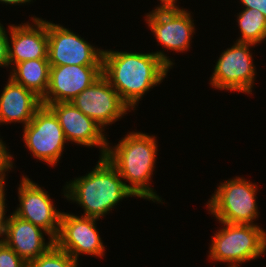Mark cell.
<instances>
[{"label":"cell","mask_w":266,"mask_h":267,"mask_svg":"<svg viewBox=\"0 0 266 267\" xmlns=\"http://www.w3.org/2000/svg\"><path fill=\"white\" fill-rule=\"evenodd\" d=\"M169 69L154 52L103 49L102 75L133 111L150 89L163 82Z\"/></svg>","instance_id":"1"},{"label":"cell","mask_w":266,"mask_h":267,"mask_svg":"<svg viewBox=\"0 0 266 267\" xmlns=\"http://www.w3.org/2000/svg\"><path fill=\"white\" fill-rule=\"evenodd\" d=\"M123 136L125 137L115 146L108 143L105 157L137 198L165 203L150 184L158 154L157 137L139 131H132Z\"/></svg>","instance_id":"2"},{"label":"cell","mask_w":266,"mask_h":267,"mask_svg":"<svg viewBox=\"0 0 266 267\" xmlns=\"http://www.w3.org/2000/svg\"><path fill=\"white\" fill-rule=\"evenodd\" d=\"M84 176L75 177L63 187V196L82 207V216L99 219L106 216L120 201L136 197L125 185L116 168L105 156Z\"/></svg>","instance_id":"3"},{"label":"cell","mask_w":266,"mask_h":267,"mask_svg":"<svg viewBox=\"0 0 266 267\" xmlns=\"http://www.w3.org/2000/svg\"><path fill=\"white\" fill-rule=\"evenodd\" d=\"M223 227L211 237L208 259L240 267L266 253V231L255 224H230L218 221Z\"/></svg>","instance_id":"4"},{"label":"cell","mask_w":266,"mask_h":267,"mask_svg":"<svg viewBox=\"0 0 266 267\" xmlns=\"http://www.w3.org/2000/svg\"><path fill=\"white\" fill-rule=\"evenodd\" d=\"M206 208L217 221L230 224H251L259 217L257 183L235 176L220 182Z\"/></svg>","instance_id":"5"},{"label":"cell","mask_w":266,"mask_h":267,"mask_svg":"<svg viewBox=\"0 0 266 267\" xmlns=\"http://www.w3.org/2000/svg\"><path fill=\"white\" fill-rule=\"evenodd\" d=\"M182 7H168L155 9L145 14V21L157 44L162 45L163 50L154 52L170 68L173 67V58H169L164 50L175 51L176 53L187 52L191 47L192 37L196 28L192 14Z\"/></svg>","instance_id":"6"},{"label":"cell","mask_w":266,"mask_h":267,"mask_svg":"<svg viewBox=\"0 0 266 267\" xmlns=\"http://www.w3.org/2000/svg\"><path fill=\"white\" fill-rule=\"evenodd\" d=\"M251 43L234 44L225 49L217 59L210 85L217 90L234 91L244 94H253L256 67L254 66Z\"/></svg>","instance_id":"7"},{"label":"cell","mask_w":266,"mask_h":267,"mask_svg":"<svg viewBox=\"0 0 266 267\" xmlns=\"http://www.w3.org/2000/svg\"><path fill=\"white\" fill-rule=\"evenodd\" d=\"M25 146L32 156L47 165H58L67 139L54 112L42 105L23 128Z\"/></svg>","instance_id":"8"},{"label":"cell","mask_w":266,"mask_h":267,"mask_svg":"<svg viewBox=\"0 0 266 267\" xmlns=\"http://www.w3.org/2000/svg\"><path fill=\"white\" fill-rule=\"evenodd\" d=\"M50 66H102L103 49L93 46L73 30L47 21Z\"/></svg>","instance_id":"9"},{"label":"cell","mask_w":266,"mask_h":267,"mask_svg":"<svg viewBox=\"0 0 266 267\" xmlns=\"http://www.w3.org/2000/svg\"><path fill=\"white\" fill-rule=\"evenodd\" d=\"M99 219L62 212L55 245L79 261V255L104 257L105 247L97 229Z\"/></svg>","instance_id":"10"},{"label":"cell","mask_w":266,"mask_h":267,"mask_svg":"<svg viewBox=\"0 0 266 267\" xmlns=\"http://www.w3.org/2000/svg\"><path fill=\"white\" fill-rule=\"evenodd\" d=\"M18 189V204L13 213L45 230L55 240L60 229L62 211L54 205L48 191L22 174Z\"/></svg>","instance_id":"11"},{"label":"cell","mask_w":266,"mask_h":267,"mask_svg":"<svg viewBox=\"0 0 266 267\" xmlns=\"http://www.w3.org/2000/svg\"><path fill=\"white\" fill-rule=\"evenodd\" d=\"M71 103L104 130L108 125L124 118L127 112H131L103 75L78 94Z\"/></svg>","instance_id":"12"},{"label":"cell","mask_w":266,"mask_h":267,"mask_svg":"<svg viewBox=\"0 0 266 267\" xmlns=\"http://www.w3.org/2000/svg\"><path fill=\"white\" fill-rule=\"evenodd\" d=\"M58 118L68 142L84 147H98L100 156L106 154L108 139L105 131L93 119L86 116L71 102H57L47 105Z\"/></svg>","instance_id":"13"},{"label":"cell","mask_w":266,"mask_h":267,"mask_svg":"<svg viewBox=\"0 0 266 267\" xmlns=\"http://www.w3.org/2000/svg\"><path fill=\"white\" fill-rule=\"evenodd\" d=\"M102 76V66H50L49 85L42 105L71 102Z\"/></svg>","instance_id":"14"},{"label":"cell","mask_w":266,"mask_h":267,"mask_svg":"<svg viewBox=\"0 0 266 267\" xmlns=\"http://www.w3.org/2000/svg\"><path fill=\"white\" fill-rule=\"evenodd\" d=\"M31 23L11 24L8 27L9 68L35 59H48L47 21L30 17Z\"/></svg>","instance_id":"15"},{"label":"cell","mask_w":266,"mask_h":267,"mask_svg":"<svg viewBox=\"0 0 266 267\" xmlns=\"http://www.w3.org/2000/svg\"><path fill=\"white\" fill-rule=\"evenodd\" d=\"M44 234L48 236V241ZM0 239L27 263L45 254L55 244L45 230L13 212L9 215Z\"/></svg>","instance_id":"16"},{"label":"cell","mask_w":266,"mask_h":267,"mask_svg":"<svg viewBox=\"0 0 266 267\" xmlns=\"http://www.w3.org/2000/svg\"><path fill=\"white\" fill-rule=\"evenodd\" d=\"M0 94V125L22 123L25 127L42 106V100L10 77Z\"/></svg>","instance_id":"17"},{"label":"cell","mask_w":266,"mask_h":267,"mask_svg":"<svg viewBox=\"0 0 266 267\" xmlns=\"http://www.w3.org/2000/svg\"><path fill=\"white\" fill-rule=\"evenodd\" d=\"M9 77L17 84L35 93L41 99L45 96L50 75L48 59L27 60L15 64Z\"/></svg>","instance_id":"18"},{"label":"cell","mask_w":266,"mask_h":267,"mask_svg":"<svg viewBox=\"0 0 266 267\" xmlns=\"http://www.w3.org/2000/svg\"><path fill=\"white\" fill-rule=\"evenodd\" d=\"M238 29L241 36L239 43L258 45L266 40V17L256 9L243 8L237 13Z\"/></svg>","instance_id":"19"},{"label":"cell","mask_w":266,"mask_h":267,"mask_svg":"<svg viewBox=\"0 0 266 267\" xmlns=\"http://www.w3.org/2000/svg\"><path fill=\"white\" fill-rule=\"evenodd\" d=\"M79 263L55 244L43 255L28 262L27 267H78Z\"/></svg>","instance_id":"20"},{"label":"cell","mask_w":266,"mask_h":267,"mask_svg":"<svg viewBox=\"0 0 266 267\" xmlns=\"http://www.w3.org/2000/svg\"><path fill=\"white\" fill-rule=\"evenodd\" d=\"M27 264L25 260L0 239V267H27Z\"/></svg>","instance_id":"21"},{"label":"cell","mask_w":266,"mask_h":267,"mask_svg":"<svg viewBox=\"0 0 266 267\" xmlns=\"http://www.w3.org/2000/svg\"><path fill=\"white\" fill-rule=\"evenodd\" d=\"M10 153L6 143L0 136V183L6 181V175L8 174L5 173L12 171L14 168V157Z\"/></svg>","instance_id":"22"},{"label":"cell","mask_w":266,"mask_h":267,"mask_svg":"<svg viewBox=\"0 0 266 267\" xmlns=\"http://www.w3.org/2000/svg\"><path fill=\"white\" fill-rule=\"evenodd\" d=\"M8 31L0 23V67H9Z\"/></svg>","instance_id":"23"},{"label":"cell","mask_w":266,"mask_h":267,"mask_svg":"<svg viewBox=\"0 0 266 267\" xmlns=\"http://www.w3.org/2000/svg\"><path fill=\"white\" fill-rule=\"evenodd\" d=\"M6 183L2 182L0 183V237L4 231L5 225L8 221L9 216H6V212L8 211L6 209L7 204H6V193H5V187Z\"/></svg>","instance_id":"24"},{"label":"cell","mask_w":266,"mask_h":267,"mask_svg":"<svg viewBox=\"0 0 266 267\" xmlns=\"http://www.w3.org/2000/svg\"><path fill=\"white\" fill-rule=\"evenodd\" d=\"M243 8L256 9L266 17V0H240Z\"/></svg>","instance_id":"25"},{"label":"cell","mask_w":266,"mask_h":267,"mask_svg":"<svg viewBox=\"0 0 266 267\" xmlns=\"http://www.w3.org/2000/svg\"><path fill=\"white\" fill-rule=\"evenodd\" d=\"M160 4L157 7L168 8V7H180L177 5L178 0H159Z\"/></svg>","instance_id":"26"},{"label":"cell","mask_w":266,"mask_h":267,"mask_svg":"<svg viewBox=\"0 0 266 267\" xmlns=\"http://www.w3.org/2000/svg\"><path fill=\"white\" fill-rule=\"evenodd\" d=\"M33 0H0V3H5L6 5H22L30 4Z\"/></svg>","instance_id":"27"}]
</instances>
